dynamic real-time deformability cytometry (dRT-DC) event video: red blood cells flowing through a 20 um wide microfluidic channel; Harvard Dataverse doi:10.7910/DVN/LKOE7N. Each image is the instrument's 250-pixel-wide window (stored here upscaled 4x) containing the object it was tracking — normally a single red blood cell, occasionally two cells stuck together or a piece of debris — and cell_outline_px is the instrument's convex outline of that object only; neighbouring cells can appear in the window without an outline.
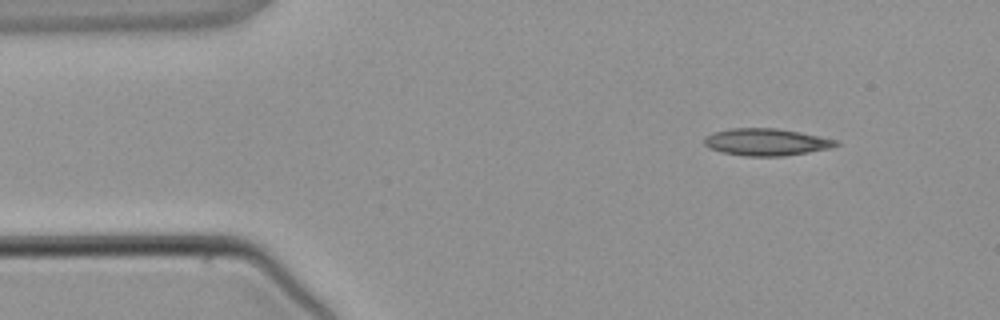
{"species": "common noctule bat (a hibernating species)", "species_latin": "Nyctalus noctula", "temperature_condition": "warm", "stored_images_in_passage": 4, "camera_frame_rate_fps": 3000, "um_per_image_px": 0.085, "animal": {"sex": "male", "body_mass_g": 21.5, "forearm_length_mm": 52.0}, "frame": {"image": 1, "passage_image": 4, "time_ms": 3.333, "image_size_px": [1000, 320], "cell_outline_px": [[840, 144], [828, 148], [808, 152], [784, 156], [744, 156], [720, 152], [704, 144], [704, 136], [712, 132], [732, 128], [776, 128], [800, 132], [820, 136], [836, 140]], "centroid_in_image_um": [65.1, 12.07], "position_along_channel_um": 19.9, "area_um2": 20.75}}